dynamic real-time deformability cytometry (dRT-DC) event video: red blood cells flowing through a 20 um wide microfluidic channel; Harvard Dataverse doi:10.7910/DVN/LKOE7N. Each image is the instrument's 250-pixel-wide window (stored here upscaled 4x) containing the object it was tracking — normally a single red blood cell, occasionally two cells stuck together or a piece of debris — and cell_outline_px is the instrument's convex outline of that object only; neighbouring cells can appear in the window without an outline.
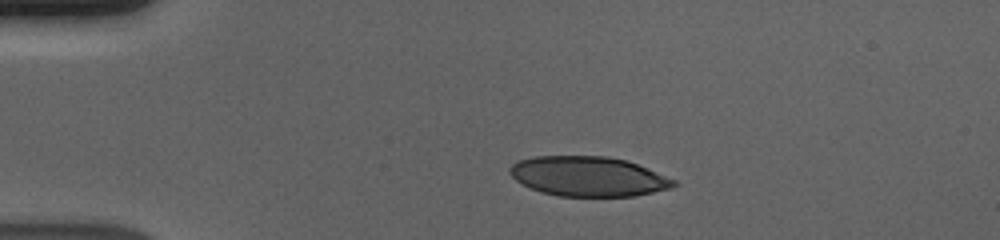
{"species": "human", "species_latin": "Homo sapiens", "temperature_condition": "cold", "stored_images_in_passage": 38, "camera_frame_rate_fps": 3000, "um_per_image_px": 0.085, "donor": {"sex": "male"}, "frame": {"image": 1, "passage_image": 1, "time_ms": 0.0, "image_size_px": [1000, 240], "cell_outline_px": [[676, 184], [672, 188], [632, 196], [556, 196], [540, 192], [516, 180], [508, 172], [508, 168], [516, 160], [532, 156], [608, 156], [628, 160], [676, 180]], "centroid_in_image_um": [49.97, 14.98], "position_along_channel_um": 35.0, "area_um2": 38.15}}
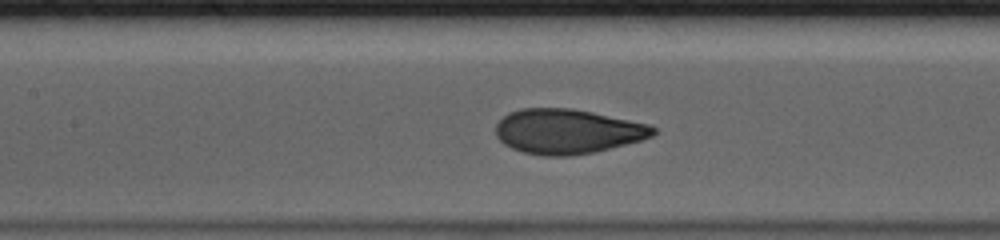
{"frame": {"image": 2, "passage_image": 15, "time_ms": 4.667, "image_size_px": [1000, 240], "cell_outline_px": [[656, 132], [652, 136], [640, 140], [592, 152], [568, 156], [544, 156], [524, 152], [512, 148], [504, 144], [496, 136], [496, 124], [508, 112], [520, 108], [572, 108], [592, 112], [648, 124], [656, 128]], "centroid_in_image_um": [48.19, 11.16], "position_along_channel_um": 159.2, "area_um2": 40.75}}
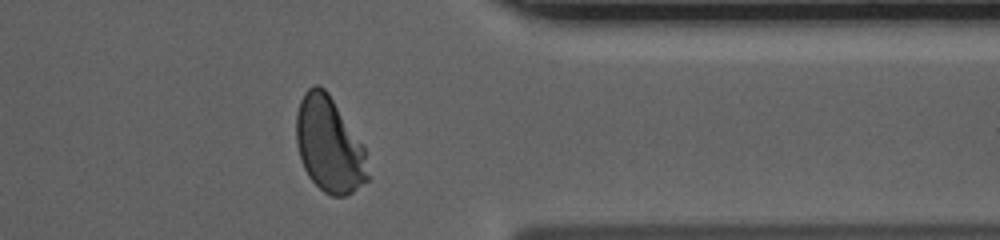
{"frame": {"image": 3, "passage_image": 34, "time_ms": 11.0, "image_size_px": [1000, 240], "cell_outline_px": [[368, 180], [352, 192], [344, 196], [332, 196], [324, 192], [308, 176], [300, 160], [296, 144], [296, 112], [300, 100], [304, 92], [308, 88], [316, 84], [320, 84], [328, 92], [364, 144], [368, 176]], "centroid_in_image_um": [27.96, 12.28], "position_along_channel_um": 383.4, "area_um2": 40.06}, "authors_computed_cell_mechanics": {"area_um2": 40.4311, "velocity_mm_per_s": 3.6817, "shape_relaxation_time_tau1_ms": 3.8055, "shape_relaxation_time_tau2_ms": null, "deformation_change_tau1": 0.1873, "deformation_change_tau2": null}}